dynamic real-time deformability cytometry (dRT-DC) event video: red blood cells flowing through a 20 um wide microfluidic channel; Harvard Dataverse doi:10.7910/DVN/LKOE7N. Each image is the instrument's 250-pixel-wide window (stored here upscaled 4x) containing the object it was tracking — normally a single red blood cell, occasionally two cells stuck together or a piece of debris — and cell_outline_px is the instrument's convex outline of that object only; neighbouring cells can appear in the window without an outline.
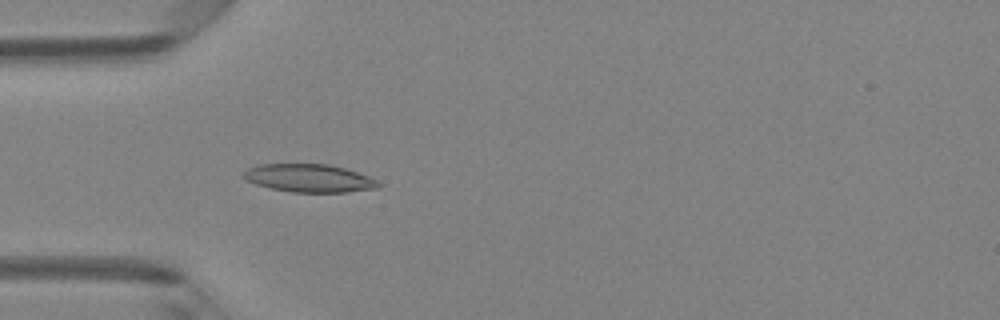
{"species": "Egyptian fruit bat (a non-hibernating species)", "species_latin": "Rousettus aegyptiacus", "temperature_condition": "room temperature", "stored_images_in_passage": 47, "camera_frame_rate_fps": 3000, "um_per_image_px": 0.085, "animal": {"sex": "female"}, "frame": {"image": 1, "passage_image": 14, "time_ms": 4.333, "image_size_px": [1000, 320], "cell_outline_px": [[380, 188], [348, 192], [292, 192], [268, 188], [244, 180], [240, 176], [248, 168], [260, 164], [328, 164], [344, 168], [368, 176], [376, 180], [380, 184]], "centroid_in_image_um": [26.24, 15.15], "position_along_channel_um": 58.8, "area_um2": 22.14}}
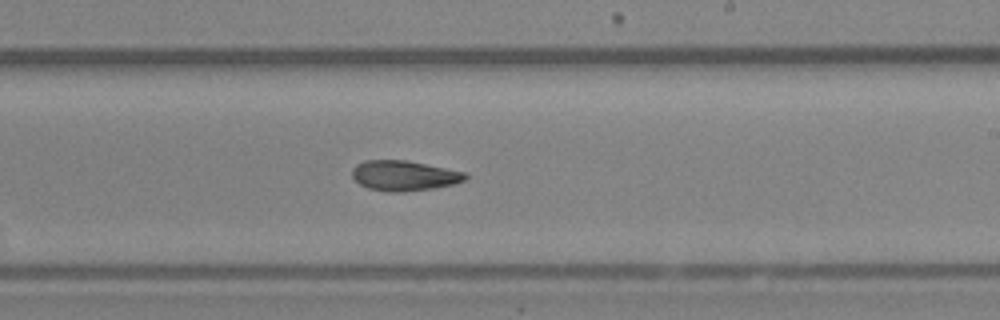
{"frame": {"image": 2, "passage_image": 28, "time_ms": 9.0, "image_size_px": [1000, 320], "cell_outline_px": [[468, 176], [464, 180], [452, 184], [432, 188], [404, 192], [392, 192], [368, 188], [360, 184], [352, 176], [352, 168], [356, 164], [364, 160], [404, 160], [464, 172]], "centroid_in_image_um": [34.29, 14.93], "position_along_channel_um": 254.7, "area_um2": 19.59}}
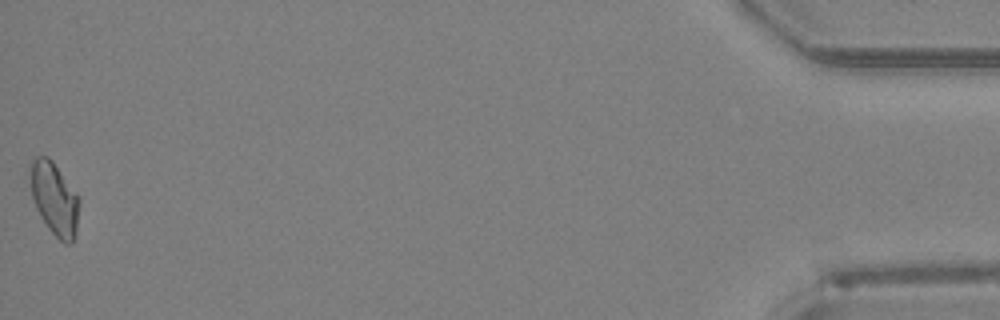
{"frame": {"image": 3, "passage_image": 47, "time_ms": 15.333, "image_size_px": [1000, 320], "cell_outline_px": [[80, 200], [76, 232], [72, 244], [64, 244], [48, 228], [40, 216], [32, 200], [28, 176], [32, 160], [36, 156], [48, 156], [52, 160], [76, 192]], "centroid_in_image_um": [4.61, 16.88], "position_along_channel_um": 430.6, "area_um2": 21.1}, "authors_computed_cell_mechanics": {"area_um2": 20.1722, "velocity_mm_per_s": 4.2784, "shape_relaxation_time_tau1_ms": null, "shape_relaxation_time_tau2_ms": 5.9792, "deformation_change_tau1": null, "deformation_change_tau2": 0.1225}}